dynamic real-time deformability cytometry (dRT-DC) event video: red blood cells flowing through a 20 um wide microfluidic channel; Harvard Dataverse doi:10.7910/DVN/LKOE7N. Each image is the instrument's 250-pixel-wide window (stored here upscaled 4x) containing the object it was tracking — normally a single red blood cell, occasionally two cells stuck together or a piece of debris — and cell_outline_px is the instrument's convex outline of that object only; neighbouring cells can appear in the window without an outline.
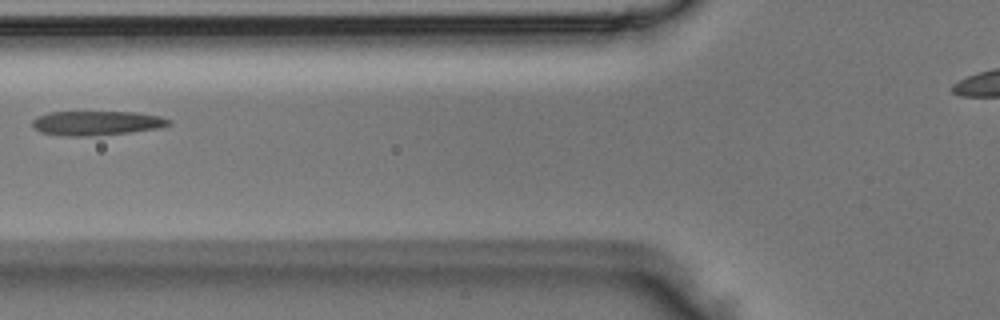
{"species": "Egyptian fruit bat (a non-hibernating species)", "species_latin": "Rousettus aegyptiacus", "temperature_condition": "room temperature", "stored_images_in_passage": 6, "camera_frame_rate_fps": 3000, "um_per_image_px": 0.085, "animal": {"sex": "male"}, "frame": {"image": 1, "passage_image": 5, "time_ms": 1.333, "image_size_px": [1000, 320], "cell_outline_px": [[172, 124], [160, 128], [132, 132], [88, 136], [64, 136], [40, 132], [32, 128], [32, 120], [48, 112], [136, 112], [160, 116], [172, 120]], "centroid_in_image_um": [8.23, 10.46], "position_along_channel_um": 117.6, "area_um2": 19.54}}